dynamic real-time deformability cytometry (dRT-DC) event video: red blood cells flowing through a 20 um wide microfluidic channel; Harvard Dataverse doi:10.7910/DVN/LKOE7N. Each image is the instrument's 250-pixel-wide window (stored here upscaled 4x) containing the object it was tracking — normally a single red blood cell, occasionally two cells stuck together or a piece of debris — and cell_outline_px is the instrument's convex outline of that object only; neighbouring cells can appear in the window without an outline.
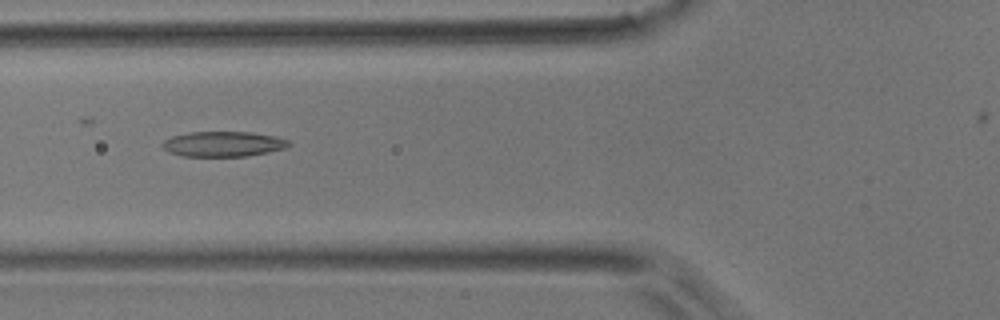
{"species": "common noctule bat (a hibernating species)", "species_latin": "Nyctalus noctula", "temperature_condition": "room temperature", "stored_images_in_passage": 28, "camera_frame_rate_fps": 3000, "um_per_image_px": 0.085, "animal": {"sex": "male", "body_mass_g": 17.9}, "frame": {"image": 1, "passage_image": 5, "time_ms": 1.333, "image_size_px": [1000, 320], "cell_outline_px": [[292, 144], [284, 148], [268, 152], [248, 156], [184, 156], [168, 152], [160, 144], [164, 140], [172, 136], [188, 132], [252, 132], [276, 136], [288, 140]], "centroid_in_image_um": [18.97, 12.23], "position_along_channel_um": 106.8, "area_um2": 18.61}}
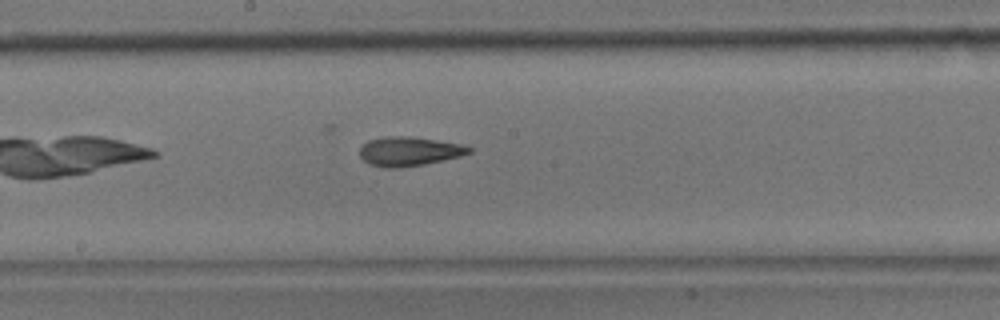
{"frame": {"image": 2, "passage_image": 13, "time_ms": 4.0, "image_size_px": [1000, 320], "cell_outline_px": [[472, 152], [460, 156], [424, 164], [400, 168], [384, 168], [368, 164], [360, 156], [360, 148], [368, 140], [384, 136], [408, 136], [464, 144], [472, 148]], "centroid_in_image_um": [34.77, 12.86], "position_along_channel_um": 213.4, "area_um2": 18.67}}
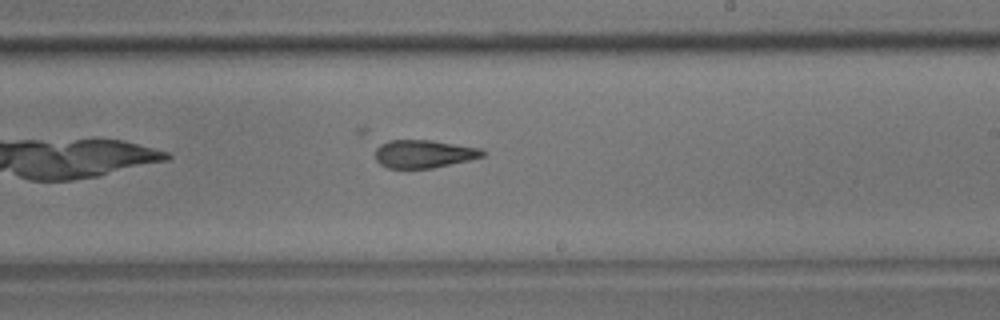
{"frame": {"image": 3, "passage_image": 16, "time_ms": 5.0, "image_size_px": [1000, 320], "cell_outline_px": [[488, 152], [484, 156], [468, 160], [432, 168], [388, 168], [380, 164], [376, 160], [376, 148], [380, 144], [388, 140], [432, 140], [480, 148]], "centroid_in_image_um": [36.03, 13.07], "position_along_channel_um": 253.0, "area_um2": 17.51}}